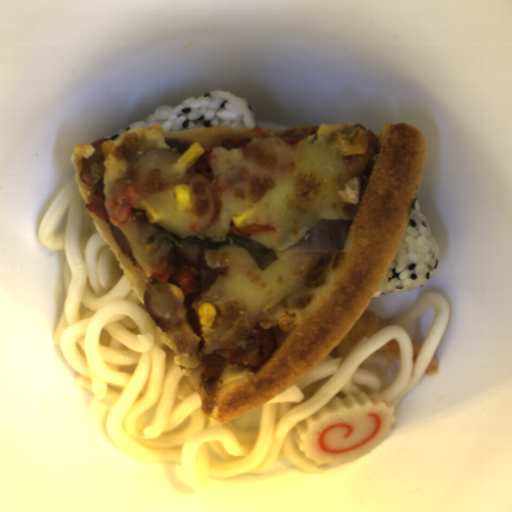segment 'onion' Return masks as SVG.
I'll list each match as a JSON object with an SVG mask.
<instances>
[{
	"label": "onion",
	"instance_id": "obj_1",
	"mask_svg": "<svg viewBox=\"0 0 512 512\" xmlns=\"http://www.w3.org/2000/svg\"><path fill=\"white\" fill-rule=\"evenodd\" d=\"M352 219H321L292 247L302 253H329L343 250Z\"/></svg>",
	"mask_w": 512,
	"mask_h": 512
}]
</instances>
